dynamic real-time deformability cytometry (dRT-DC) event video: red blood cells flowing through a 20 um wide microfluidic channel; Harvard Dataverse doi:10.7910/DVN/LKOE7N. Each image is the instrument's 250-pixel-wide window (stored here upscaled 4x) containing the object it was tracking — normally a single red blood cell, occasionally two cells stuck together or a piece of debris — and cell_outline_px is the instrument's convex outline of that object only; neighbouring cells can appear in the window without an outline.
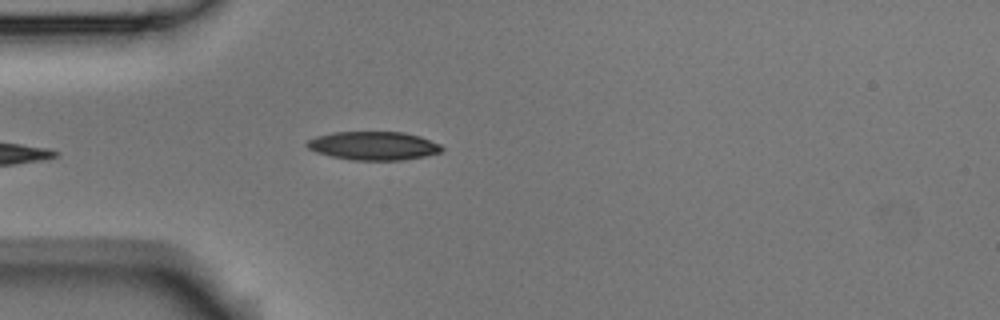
{"species": "Egyptian fruit bat (a non-hibernating species)", "species_latin": "Rousettus aegyptiacus", "temperature_condition": "room temperature", "stored_images_in_passage": 5, "camera_frame_rate_fps": 3000, "um_per_image_px": 0.085, "animal": {"sex": "male"}, "frame": {"image": 1, "passage_image": 5, "time_ms": 1.333, "image_size_px": [1000, 320], "cell_outline_px": [[444, 148], [440, 152], [424, 156], [404, 160], [352, 160], [332, 156], [316, 152], [308, 148], [304, 144], [308, 140], [316, 136], [332, 132], [404, 132], [420, 136], [440, 144]], "centroid_in_image_um": [31.74, 12.38], "position_along_channel_um": 53.3, "area_um2": 22.43}}